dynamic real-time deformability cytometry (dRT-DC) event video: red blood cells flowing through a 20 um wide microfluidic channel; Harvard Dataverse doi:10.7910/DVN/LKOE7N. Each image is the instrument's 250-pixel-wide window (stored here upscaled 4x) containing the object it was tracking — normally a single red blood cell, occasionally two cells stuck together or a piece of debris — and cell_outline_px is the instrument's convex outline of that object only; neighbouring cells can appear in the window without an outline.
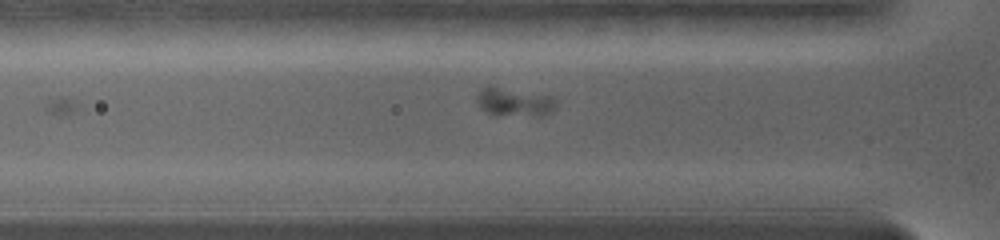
{"species": "common noctule bat (a hibernating species)", "species_latin": "Nyctalus noctula", "temperature_condition": "warm", "stored_images_in_passage": 26, "camera_frame_rate_fps": 5000, "um_per_image_px": 0.085, "animal": {"sex": "female", "body_mass_g": 19.0, "forearm_length_mm": 56.7}, "frame": {"image": 1, "passage_image": 13, "time_ms": 4.8, "image_size_px": [1000, 240], "cell_outline_px": [[556, 104], [548, 112], [540, 116], [496, 116], [480, 108], [476, 100], [476, 96], [488, 84], [548, 96], [556, 100]], "centroid_in_image_um": [43.64, 8.68], "position_along_channel_um": 82.2, "area_um2": 13.18}}
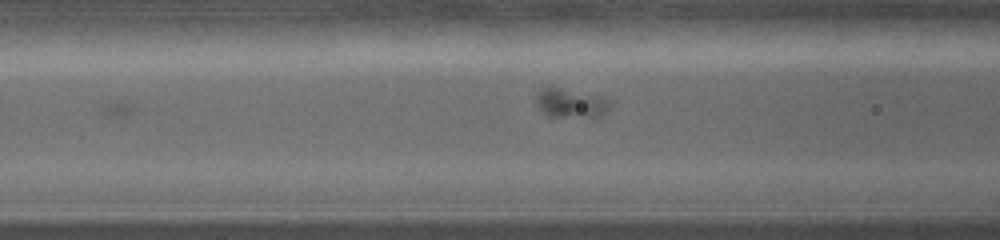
{"frame": {"image": 2, "passage_image": 15, "time_ms": 5.8, "image_size_px": [1000, 240], "cell_outline_px": [[608, 108], [604, 112], [596, 116], [548, 116], [536, 104], [536, 96], [548, 84], [552, 84], [608, 100]], "centroid_in_image_um": [48.39, 8.72], "position_along_channel_um": 118.2, "area_um2": 12.08}}
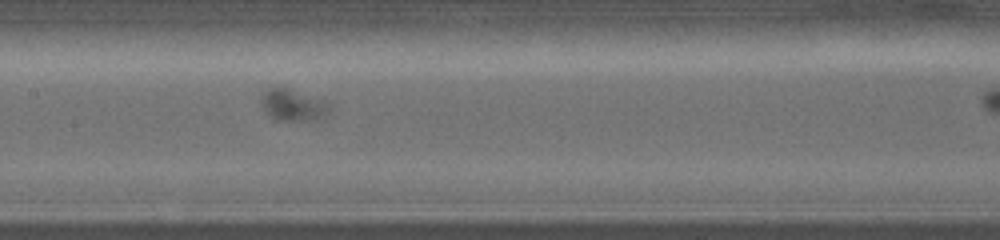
{"frame": {"image": 3, "passage_image": 20, "time_ms": 7.6, "image_size_px": [1000, 240], "cell_outline_px": [[328, 108], [324, 116], [292, 120], [280, 120], [272, 116], [268, 112], [264, 104], [264, 92], [272, 88], [288, 88], [328, 104]], "centroid_in_image_um": [24.87, 8.91], "position_along_channel_um": 182.5, "area_um2": 11.04}}